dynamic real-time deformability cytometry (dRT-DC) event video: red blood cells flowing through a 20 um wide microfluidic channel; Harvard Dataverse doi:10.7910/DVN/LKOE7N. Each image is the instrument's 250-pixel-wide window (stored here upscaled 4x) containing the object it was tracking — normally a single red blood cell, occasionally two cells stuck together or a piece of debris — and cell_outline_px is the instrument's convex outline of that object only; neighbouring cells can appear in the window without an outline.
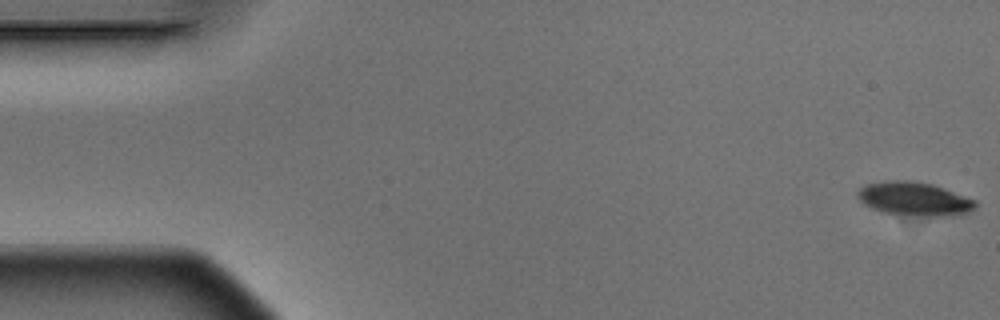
{"species": "Egyptian fruit bat (a non-hibernating species)", "species_latin": "Rousettus aegyptiacus", "temperature_condition": "warm", "stored_images_in_passage": 6, "camera_frame_rate_fps": 3000, "um_per_image_px": 0.085, "animal": {"sex": "male"}, "frame": {"image": 1, "passage_image": 1, "time_ms": 0.0, "image_size_px": [1000, 320], "cell_outline_px": [[976, 208], [968, 212], [944, 216], [928, 216], [884, 212], [872, 208], [864, 204], [860, 200], [856, 192], [864, 184], [888, 180], [908, 180], [932, 184], [944, 188], [976, 200]], "centroid_in_image_um": [77.7, 16.88], "position_along_channel_um": 7.3, "area_um2": 22.89}}
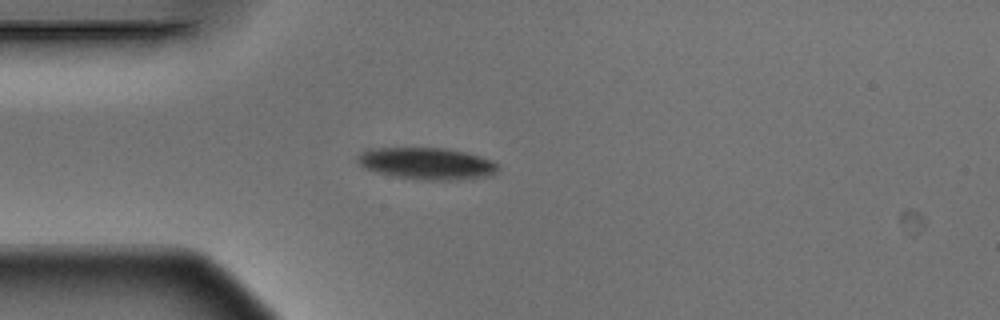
{"frame": {"image": 2, "passage_image": 5, "time_ms": 1.333, "image_size_px": [1000, 320], "cell_outline_px": [[500, 168], [496, 172], [488, 176], [456, 180], [424, 180], [396, 176], [376, 172], [364, 168], [356, 160], [356, 156], [360, 152], [368, 148], [440, 148], [464, 152], [480, 156], [492, 160]], "centroid_in_image_um": [36.25, 13.9], "position_along_channel_um": 48.8, "area_um2": 26.01}}